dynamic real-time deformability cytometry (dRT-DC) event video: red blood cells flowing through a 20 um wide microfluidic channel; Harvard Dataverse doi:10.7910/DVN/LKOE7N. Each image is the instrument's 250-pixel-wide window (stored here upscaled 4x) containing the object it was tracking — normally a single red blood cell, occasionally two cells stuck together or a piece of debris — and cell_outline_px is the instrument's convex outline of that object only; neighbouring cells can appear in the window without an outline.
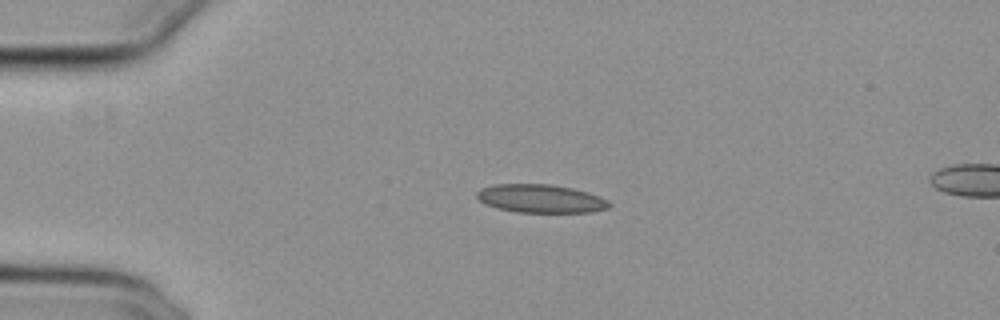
{"species": "common noctule bat (a hibernating species)", "species_latin": "Nyctalus noctula", "temperature_condition": "cold", "stored_images_in_passage": 6, "camera_frame_rate_fps": 3000, "um_per_image_px": 0.085, "animal": {"sex": "female", "body_mass_g": 29.2, "forearm_length_mm": 56.3}, "frame": {"image": 1, "passage_image": 1, "time_ms": 0.0, "image_size_px": [1000, 320], "cell_outline_px": [[612, 204], [608, 208], [592, 212], [516, 212], [496, 208], [484, 204], [476, 196], [476, 192], [480, 188], [492, 184], [552, 184], [572, 188], [588, 192], [600, 196], [608, 200]], "centroid_in_image_um": [45.95, 16.88], "position_along_channel_um": 39.1, "area_um2": 22.08}}